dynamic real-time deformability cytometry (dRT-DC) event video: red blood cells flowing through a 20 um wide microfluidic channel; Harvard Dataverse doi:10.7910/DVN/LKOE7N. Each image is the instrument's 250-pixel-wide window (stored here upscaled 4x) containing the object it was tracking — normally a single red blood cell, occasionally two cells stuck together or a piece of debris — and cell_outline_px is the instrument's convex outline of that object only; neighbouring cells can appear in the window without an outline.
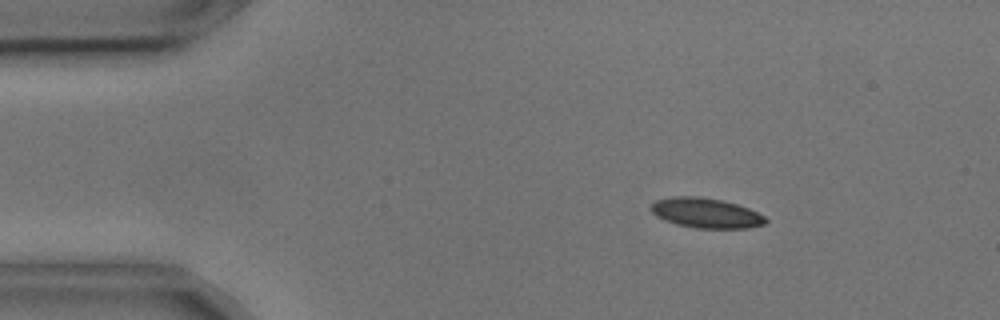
{"species": "common noctule bat (a hibernating species)", "species_latin": "Nyctalus noctula", "temperature_condition": "cold", "stored_images_in_passage": 6, "camera_frame_rate_fps": 3000, "um_per_image_px": 0.085, "animal": {"sex": "male", "body_mass_g": 17.9, "forearm_length_mm": 54.2}, "frame": {"image": 1, "passage_image": 3, "time_ms": 0.667, "image_size_px": [1000, 320], "cell_outline_px": [[768, 220], [764, 224], [748, 228], [696, 228], [676, 224], [664, 220], [656, 216], [648, 208], [656, 200], [672, 196], [700, 196], [724, 200], [748, 208], [764, 216]], "centroid_in_image_um": [59.97, 18.09], "position_along_channel_um": 25.0, "area_um2": 20.11}}